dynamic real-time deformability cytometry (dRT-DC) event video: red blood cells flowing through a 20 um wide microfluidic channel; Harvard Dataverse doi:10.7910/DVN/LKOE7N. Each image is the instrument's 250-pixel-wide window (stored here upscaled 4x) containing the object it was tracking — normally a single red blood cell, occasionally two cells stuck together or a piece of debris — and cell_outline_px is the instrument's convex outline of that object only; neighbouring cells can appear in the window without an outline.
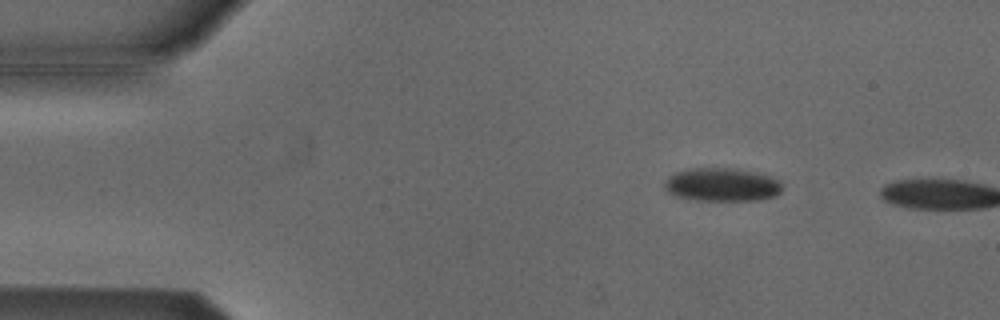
{"species": "Egyptian fruit bat (a non-hibernating species)", "species_latin": "Rousettus aegyptiacus", "temperature_condition": "cold", "stored_images_in_passage": 3, "camera_frame_rate_fps": 3000, "um_per_image_px": 0.085, "animal": {"sex": "male"}, "frame": {"image": 1, "passage_image": 2, "time_ms": 0.333, "image_size_px": [1000, 320], "cell_outline_px": [[784, 188], [776, 196], [760, 200], [696, 200], [676, 196], [668, 192], [664, 188], [664, 180], [668, 176], [676, 172], [692, 168], [736, 168], [760, 172], [772, 176], [780, 180], [784, 184]], "centroid_in_image_um": [61.43, 15.68], "position_along_channel_um": 23.6, "area_um2": 23.41}}